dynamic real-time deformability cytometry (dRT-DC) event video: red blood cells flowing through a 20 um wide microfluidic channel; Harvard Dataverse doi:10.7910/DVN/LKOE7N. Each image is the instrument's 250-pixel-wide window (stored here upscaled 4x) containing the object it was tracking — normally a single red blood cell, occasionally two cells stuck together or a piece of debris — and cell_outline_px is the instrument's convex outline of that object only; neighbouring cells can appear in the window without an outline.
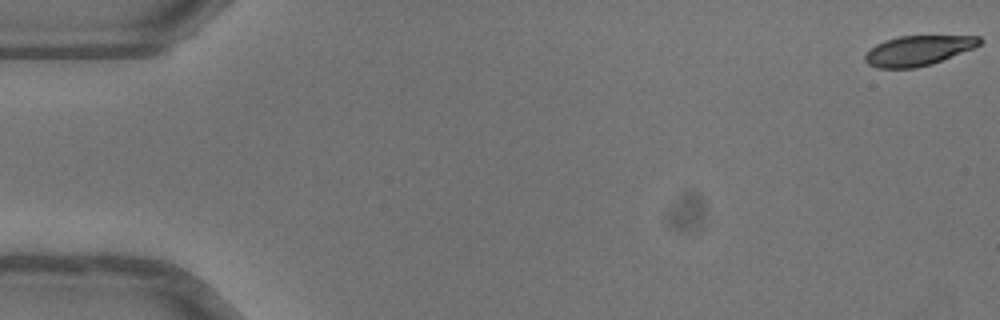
{"species": "common noctule bat (a hibernating species)", "species_latin": "Nyctalus noctula", "temperature_condition": "warm", "stored_images_in_passage": 52, "camera_frame_rate_fps": 3000, "um_per_image_px": 0.085, "animal": {"sex": "female"}, "frame": {"image": 1, "passage_image": 1, "time_ms": 0.0, "image_size_px": [1000, 320], "cell_outline_px": [[984, 40], [976, 48], [932, 64], [916, 68], [876, 68], [868, 64], [864, 60], [864, 56], [876, 44], [884, 40], [900, 36], [980, 36]], "centroid_in_image_um": [78.08, 4.3], "position_along_channel_um": 6.9, "area_um2": 20.17}}
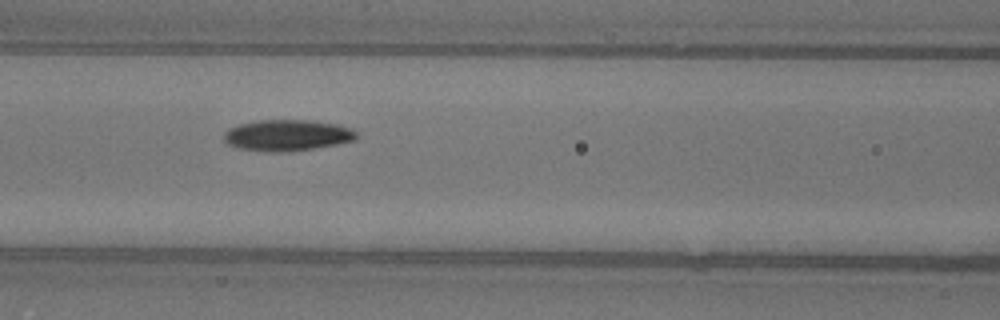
{"frame": {"image": 2, "passage_image": 23, "time_ms": 7.333, "image_size_px": [1000, 320], "cell_outline_px": [[356, 140], [336, 144], [312, 148], [284, 152], [268, 152], [240, 148], [228, 144], [224, 140], [224, 132], [228, 128], [240, 124], [260, 120], [316, 120], [340, 124], [352, 128], [356, 132]], "centroid_in_image_um": [24.43, 11.48], "position_along_channel_um": 142.2, "area_um2": 24.16}}
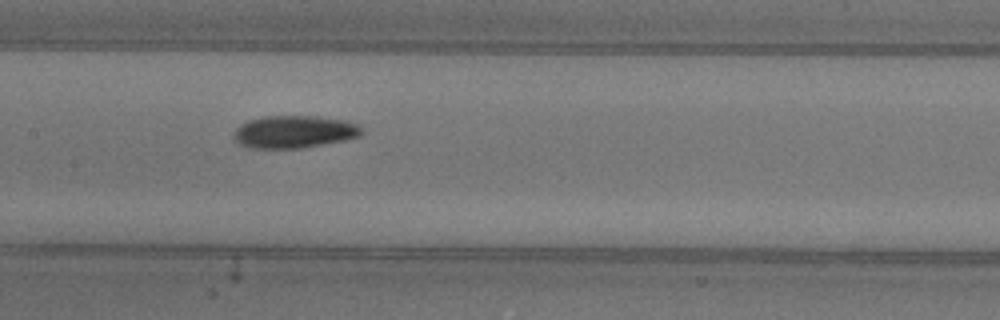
{"frame": {"image": 3, "passage_image": 26, "time_ms": 8.333, "image_size_px": [1000, 320], "cell_outline_px": [[364, 132], [360, 136], [344, 140], [300, 148], [248, 148], [240, 144], [236, 140], [236, 128], [240, 124], [248, 120], [260, 116], [316, 116], [348, 120], [360, 124], [364, 128]], "centroid_in_image_um": [25.07, 11.18], "position_along_channel_um": 182.3, "area_um2": 24.39}, "authors_computed_cell_mechanics": {"area_um2": 22.7154, "velocity_mm_per_s": 4.0219, "shape_relaxation_time_tau1_ms": 3.0966, "shape_relaxation_time_tau2_ms": 6.3586, "deformation_change_tau1": 0.1429, "deformation_change_tau2": 0.1171}}